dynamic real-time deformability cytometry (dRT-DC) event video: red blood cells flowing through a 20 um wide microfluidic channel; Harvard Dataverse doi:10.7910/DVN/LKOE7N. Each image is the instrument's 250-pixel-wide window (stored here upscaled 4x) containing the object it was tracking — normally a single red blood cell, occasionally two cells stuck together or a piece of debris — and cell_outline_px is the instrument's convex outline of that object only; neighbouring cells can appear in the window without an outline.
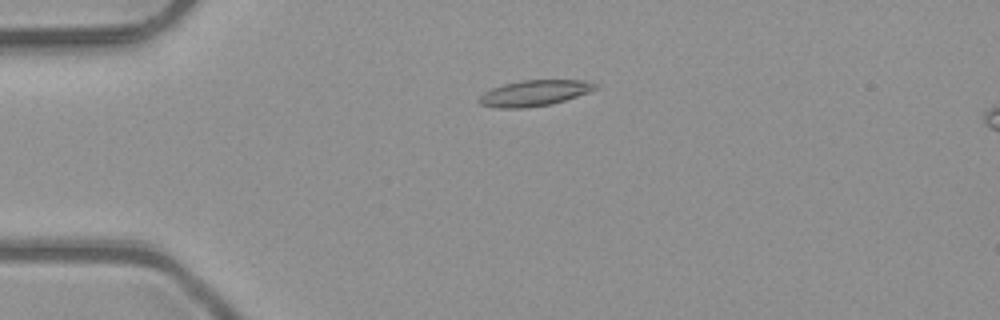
{"species": "common noctule bat (a hibernating species)", "species_latin": "Nyctalus noctula", "temperature_condition": "room temperature", "stored_images_in_passage": 6, "camera_frame_rate_fps": 3000, "um_per_image_px": 0.085, "animal": {"sex": "male", "body_mass_g": 23.1, "forearm_length_mm": 52.7}, "frame": {"image": 1, "passage_image": 4, "time_ms": 1.0, "image_size_px": [1000, 320], "cell_outline_px": [[600, 88], [552, 104], [524, 108], [496, 108], [480, 104], [476, 100], [484, 92], [492, 88], [504, 84], [520, 80], [592, 80], [600, 84]], "centroid_in_image_um": [45.46, 7.9], "position_along_channel_um": 39.5, "area_um2": 17.74}}